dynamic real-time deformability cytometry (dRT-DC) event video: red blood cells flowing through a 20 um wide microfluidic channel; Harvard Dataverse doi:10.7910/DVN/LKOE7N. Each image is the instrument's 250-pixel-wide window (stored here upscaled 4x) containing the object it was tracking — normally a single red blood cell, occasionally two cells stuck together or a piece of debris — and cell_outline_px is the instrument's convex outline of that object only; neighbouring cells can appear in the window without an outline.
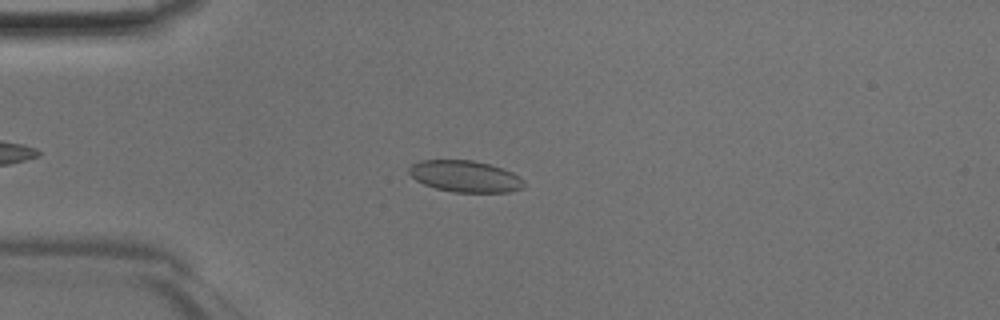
{"species": "Egyptian fruit bat (a non-hibernating species)", "species_latin": "Rousettus aegyptiacus", "temperature_condition": "room temperature", "stored_images_in_passage": 43, "camera_frame_rate_fps": 3000, "um_per_image_px": 0.085, "animal": {"sex": "male"}, "frame": {"image": 1, "passage_image": 9, "time_ms": 2.667, "image_size_px": [1000, 320], "cell_outline_px": [[524, 188], [508, 192], [452, 192], [436, 188], [424, 184], [416, 180], [408, 172], [408, 168], [412, 164], [420, 160], [472, 160], [488, 164], [512, 172], [524, 180]], "centroid_in_image_um": [39.52, 14.99], "position_along_channel_um": 45.5, "area_um2": 21.04}}
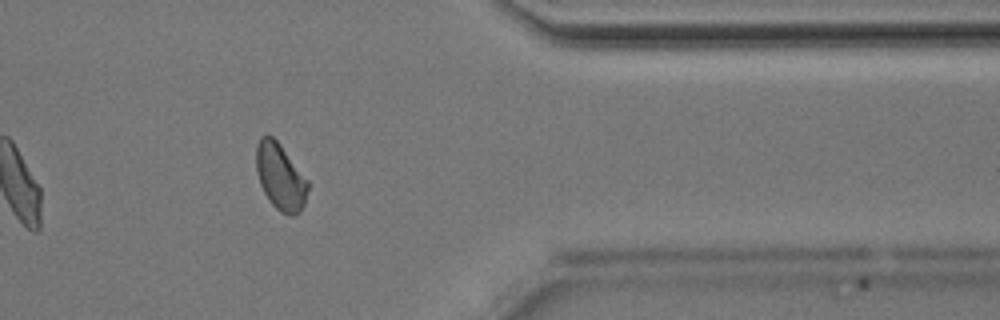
{"frame": {"image": 2, "passage_image": 35, "time_ms": 11.333, "image_size_px": [1000, 320], "cell_outline_px": [[308, 188], [304, 204], [300, 212], [292, 216], [288, 216], [280, 212], [272, 204], [264, 192], [260, 184], [256, 172], [256, 148], [260, 136], [272, 136], [280, 144], [308, 180]], "centroid_in_image_um": [23.82, 15.04], "position_along_channel_um": 387.6, "area_um2": 19.94}}
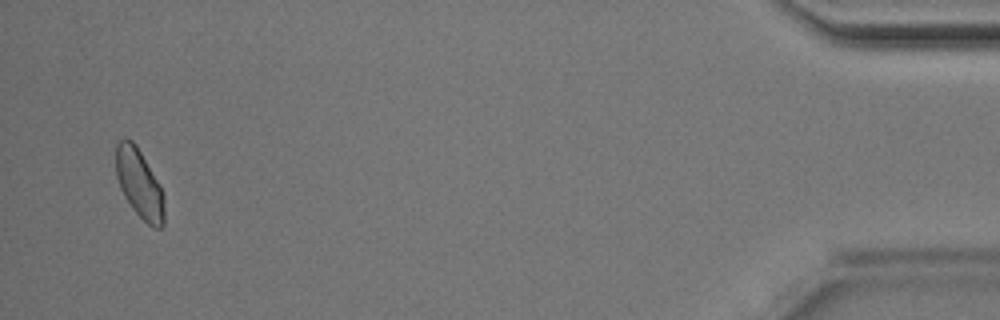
{"frame": {"image": 3, "passage_image": 42, "time_ms": 13.667, "image_size_px": [1000, 320], "cell_outline_px": [[164, 224], [160, 228], [152, 228], [132, 208], [124, 196], [120, 188], [116, 176], [116, 144], [124, 136], [132, 140], [136, 144], [160, 184], [164, 196]], "centroid_in_image_um": [11.84, 15.59], "position_along_channel_um": 423.4, "area_um2": 19.59}}